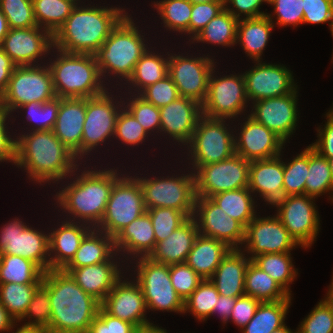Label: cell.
Returning a JSON list of instances; mask_svg holds the SVG:
<instances>
[{"mask_svg":"<svg viewBox=\"0 0 333 333\" xmlns=\"http://www.w3.org/2000/svg\"><path fill=\"white\" fill-rule=\"evenodd\" d=\"M42 285L48 290L51 322L48 331L88 332L101 303L87 294L63 269L44 272Z\"/></svg>","mask_w":333,"mask_h":333,"instance_id":"6da1fadb","label":"cell"},{"mask_svg":"<svg viewBox=\"0 0 333 333\" xmlns=\"http://www.w3.org/2000/svg\"><path fill=\"white\" fill-rule=\"evenodd\" d=\"M29 133L15 139V165L21 168L23 166L28 177L41 184L50 180H62L69 173L71 176L75 169L78 170L74 153L60 141L53 130Z\"/></svg>","mask_w":333,"mask_h":333,"instance_id":"7a4b0ae2","label":"cell"},{"mask_svg":"<svg viewBox=\"0 0 333 333\" xmlns=\"http://www.w3.org/2000/svg\"><path fill=\"white\" fill-rule=\"evenodd\" d=\"M123 11L117 7H79L77 3L53 36V48L69 53L95 55L110 32L126 16L127 13Z\"/></svg>","mask_w":333,"mask_h":333,"instance_id":"3957f363","label":"cell"},{"mask_svg":"<svg viewBox=\"0 0 333 333\" xmlns=\"http://www.w3.org/2000/svg\"><path fill=\"white\" fill-rule=\"evenodd\" d=\"M117 170H87L57 192L59 205L85 223L97 228L104 216L114 183L120 178ZM66 210V211H65ZM86 221V222H85Z\"/></svg>","mask_w":333,"mask_h":333,"instance_id":"277c9868","label":"cell"},{"mask_svg":"<svg viewBox=\"0 0 333 333\" xmlns=\"http://www.w3.org/2000/svg\"><path fill=\"white\" fill-rule=\"evenodd\" d=\"M57 53L56 60L50 61L48 65L57 97L92 98L107 90L102 83L95 55L69 53L59 49Z\"/></svg>","mask_w":333,"mask_h":333,"instance_id":"5b68a950","label":"cell"},{"mask_svg":"<svg viewBox=\"0 0 333 333\" xmlns=\"http://www.w3.org/2000/svg\"><path fill=\"white\" fill-rule=\"evenodd\" d=\"M128 14L110 32L95 54L100 75L110 73L128 82L135 64L146 52L147 44ZM125 77V78H124Z\"/></svg>","mask_w":333,"mask_h":333,"instance_id":"8992f818","label":"cell"},{"mask_svg":"<svg viewBox=\"0 0 333 333\" xmlns=\"http://www.w3.org/2000/svg\"><path fill=\"white\" fill-rule=\"evenodd\" d=\"M37 65L16 66L0 97V109L9 114L29 102L45 103L57 97L49 66Z\"/></svg>","mask_w":333,"mask_h":333,"instance_id":"52a82bcc","label":"cell"},{"mask_svg":"<svg viewBox=\"0 0 333 333\" xmlns=\"http://www.w3.org/2000/svg\"><path fill=\"white\" fill-rule=\"evenodd\" d=\"M145 212L143 190L137 177L122 175L112 187L104 216L96 229L115 238Z\"/></svg>","mask_w":333,"mask_h":333,"instance_id":"ba28073f","label":"cell"},{"mask_svg":"<svg viewBox=\"0 0 333 333\" xmlns=\"http://www.w3.org/2000/svg\"><path fill=\"white\" fill-rule=\"evenodd\" d=\"M234 135L225 126V119L200 117L187 145L195 171L204 165L217 163L235 154Z\"/></svg>","mask_w":333,"mask_h":333,"instance_id":"9c48e42d","label":"cell"},{"mask_svg":"<svg viewBox=\"0 0 333 333\" xmlns=\"http://www.w3.org/2000/svg\"><path fill=\"white\" fill-rule=\"evenodd\" d=\"M143 190L144 204L147 209L174 208L193 216L196 200L195 174L191 172L181 177L137 178Z\"/></svg>","mask_w":333,"mask_h":333,"instance_id":"30bf717a","label":"cell"},{"mask_svg":"<svg viewBox=\"0 0 333 333\" xmlns=\"http://www.w3.org/2000/svg\"><path fill=\"white\" fill-rule=\"evenodd\" d=\"M137 261L136 281L145 298L147 309L184 313V301L170 279V266L142 257Z\"/></svg>","mask_w":333,"mask_h":333,"instance_id":"8fae6325","label":"cell"},{"mask_svg":"<svg viewBox=\"0 0 333 333\" xmlns=\"http://www.w3.org/2000/svg\"><path fill=\"white\" fill-rule=\"evenodd\" d=\"M250 161L238 154L223 161L200 166L195 172L196 197L248 187Z\"/></svg>","mask_w":333,"mask_h":333,"instance_id":"7c38bea8","label":"cell"},{"mask_svg":"<svg viewBox=\"0 0 333 333\" xmlns=\"http://www.w3.org/2000/svg\"><path fill=\"white\" fill-rule=\"evenodd\" d=\"M0 233V255L21 256L36 263L44 272L50 270L49 235L18 219L5 224Z\"/></svg>","mask_w":333,"mask_h":333,"instance_id":"4fadbf2b","label":"cell"},{"mask_svg":"<svg viewBox=\"0 0 333 333\" xmlns=\"http://www.w3.org/2000/svg\"><path fill=\"white\" fill-rule=\"evenodd\" d=\"M212 70L205 101L202 103V115L209 118L230 119L245 111L247 95L245 79L241 75H229L216 78Z\"/></svg>","mask_w":333,"mask_h":333,"instance_id":"5bb4252c","label":"cell"},{"mask_svg":"<svg viewBox=\"0 0 333 333\" xmlns=\"http://www.w3.org/2000/svg\"><path fill=\"white\" fill-rule=\"evenodd\" d=\"M308 195H289L275 202L277 217L301 247H311L319 231V216ZM315 238V239H314Z\"/></svg>","mask_w":333,"mask_h":333,"instance_id":"9a60e30c","label":"cell"},{"mask_svg":"<svg viewBox=\"0 0 333 333\" xmlns=\"http://www.w3.org/2000/svg\"><path fill=\"white\" fill-rule=\"evenodd\" d=\"M174 55L169 56L168 75L175 83L180 97L202 105L207 96L210 74L215 69L214 60L205 56L190 58Z\"/></svg>","mask_w":333,"mask_h":333,"instance_id":"2e32d148","label":"cell"},{"mask_svg":"<svg viewBox=\"0 0 333 333\" xmlns=\"http://www.w3.org/2000/svg\"><path fill=\"white\" fill-rule=\"evenodd\" d=\"M192 217L200 235L220 240L232 249H238V244L243 245L245 227L227 215L210 197H196Z\"/></svg>","mask_w":333,"mask_h":333,"instance_id":"e0dca14e","label":"cell"},{"mask_svg":"<svg viewBox=\"0 0 333 333\" xmlns=\"http://www.w3.org/2000/svg\"><path fill=\"white\" fill-rule=\"evenodd\" d=\"M106 90L103 94L86 98V117L81 140V156L95 149L109 136L114 137L119 105ZM116 104V105H115ZM119 109V110H118Z\"/></svg>","mask_w":333,"mask_h":333,"instance_id":"ac0fdd59","label":"cell"},{"mask_svg":"<svg viewBox=\"0 0 333 333\" xmlns=\"http://www.w3.org/2000/svg\"><path fill=\"white\" fill-rule=\"evenodd\" d=\"M244 243L248 254H253L250 259L265 253L290 252L299 245L277 216L265 218L255 216L245 227Z\"/></svg>","mask_w":333,"mask_h":333,"instance_id":"d6986e66","label":"cell"},{"mask_svg":"<svg viewBox=\"0 0 333 333\" xmlns=\"http://www.w3.org/2000/svg\"><path fill=\"white\" fill-rule=\"evenodd\" d=\"M256 65L243 73L248 101L287 95L297 88L291 71L285 66L261 61H257Z\"/></svg>","mask_w":333,"mask_h":333,"instance_id":"ffe728a7","label":"cell"},{"mask_svg":"<svg viewBox=\"0 0 333 333\" xmlns=\"http://www.w3.org/2000/svg\"><path fill=\"white\" fill-rule=\"evenodd\" d=\"M297 89L287 95L252 102L249 115L278 135L284 142L293 134L297 124Z\"/></svg>","mask_w":333,"mask_h":333,"instance_id":"44dd1931","label":"cell"},{"mask_svg":"<svg viewBox=\"0 0 333 333\" xmlns=\"http://www.w3.org/2000/svg\"><path fill=\"white\" fill-rule=\"evenodd\" d=\"M121 281L107 294L101 307L111 316L134 324L139 330L154 326L144 317L147 305L140 285Z\"/></svg>","mask_w":333,"mask_h":333,"instance_id":"7402d4cb","label":"cell"},{"mask_svg":"<svg viewBox=\"0 0 333 333\" xmlns=\"http://www.w3.org/2000/svg\"><path fill=\"white\" fill-rule=\"evenodd\" d=\"M39 26L9 29L0 47L17 66L34 65L53 47V36Z\"/></svg>","mask_w":333,"mask_h":333,"instance_id":"603a6c76","label":"cell"},{"mask_svg":"<svg viewBox=\"0 0 333 333\" xmlns=\"http://www.w3.org/2000/svg\"><path fill=\"white\" fill-rule=\"evenodd\" d=\"M241 128L238 139H234L236 154L248 161L270 159L281 155L285 142L263 124L248 116Z\"/></svg>","mask_w":333,"mask_h":333,"instance_id":"cb8c5ba5","label":"cell"},{"mask_svg":"<svg viewBox=\"0 0 333 333\" xmlns=\"http://www.w3.org/2000/svg\"><path fill=\"white\" fill-rule=\"evenodd\" d=\"M160 109V132L184 145L190 142L198 120L202 116V105L192 99L179 97Z\"/></svg>","mask_w":333,"mask_h":333,"instance_id":"d4e9b609","label":"cell"},{"mask_svg":"<svg viewBox=\"0 0 333 333\" xmlns=\"http://www.w3.org/2000/svg\"><path fill=\"white\" fill-rule=\"evenodd\" d=\"M85 117L86 98H60V107L53 132L78 159L81 157Z\"/></svg>","mask_w":333,"mask_h":333,"instance_id":"484cf974","label":"cell"},{"mask_svg":"<svg viewBox=\"0 0 333 333\" xmlns=\"http://www.w3.org/2000/svg\"><path fill=\"white\" fill-rule=\"evenodd\" d=\"M280 156L250 161L248 189L259 192L271 205L284 197V162Z\"/></svg>","mask_w":333,"mask_h":333,"instance_id":"4316f807","label":"cell"},{"mask_svg":"<svg viewBox=\"0 0 333 333\" xmlns=\"http://www.w3.org/2000/svg\"><path fill=\"white\" fill-rule=\"evenodd\" d=\"M113 258L114 255L106 262L80 268H63V270L68 272L87 294L102 303L122 277L121 270L118 269L117 262H113Z\"/></svg>","mask_w":333,"mask_h":333,"instance_id":"83f0119b","label":"cell"},{"mask_svg":"<svg viewBox=\"0 0 333 333\" xmlns=\"http://www.w3.org/2000/svg\"><path fill=\"white\" fill-rule=\"evenodd\" d=\"M70 221L66 220L60 228L48 234L50 269H63L75 256L84 237L93 229L87 224L80 226L79 221ZM51 253L55 255L50 256Z\"/></svg>","mask_w":333,"mask_h":333,"instance_id":"f1b7e54d","label":"cell"},{"mask_svg":"<svg viewBox=\"0 0 333 333\" xmlns=\"http://www.w3.org/2000/svg\"><path fill=\"white\" fill-rule=\"evenodd\" d=\"M198 235L196 221L191 217L165 240L156 243L148 258L169 266L185 263Z\"/></svg>","mask_w":333,"mask_h":333,"instance_id":"f546056e","label":"cell"},{"mask_svg":"<svg viewBox=\"0 0 333 333\" xmlns=\"http://www.w3.org/2000/svg\"><path fill=\"white\" fill-rule=\"evenodd\" d=\"M251 260L240 248L228 252L210 278L220 295L232 298L245 295V272Z\"/></svg>","mask_w":333,"mask_h":333,"instance_id":"4dcf8cb0","label":"cell"},{"mask_svg":"<svg viewBox=\"0 0 333 333\" xmlns=\"http://www.w3.org/2000/svg\"><path fill=\"white\" fill-rule=\"evenodd\" d=\"M156 245L151 218L147 212L124 227L114 238L116 253L121 250L136 254L139 257H149Z\"/></svg>","mask_w":333,"mask_h":333,"instance_id":"1f68e13d","label":"cell"},{"mask_svg":"<svg viewBox=\"0 0 333 333\" xmlns=\"http://www.w3.org/2000/svg\"><path fill=\"white\" fill-rule=\"evenodd\" d=\"M226 243L198 235L194 241L185 263L189 265L201 278L210 279L222 259L231 250Z\"/></svg>","mask_w":333,"mask_h":333,"instance_id":"d6a6232c","label":"cell"},{"mask_svg":"<svg viewBox=\"0 0 333 333\" xmlns=\"http://www.w3.org/2000/svg\"><path fill=\"white\" fill-rule=\"evenodd\" d=\"M274 27L271 15L256 18L239 19L237 27L236 43L240 42L245 53L254 59L260 61L262 52L268 42L270 33Z\"/></svg>","mask_w":333,"mask_h":333,"instance_id":"836d02e7","label":"cell"},{"mask_svg":"<svg viewBox=\"0 0 333 333\" xmlns=\"http://www.w3.org/2000/svg\"><path fill=\"white\" fill-rule=\"evenodd\" d=\"M115 251L114 238L94 228L84 237L75 256L64 268H80L106 262L113 254L117 255Z\"/></svg>","mask_w":333,"mask_h":333,"instance_id":"e575fe53","label":"cell"},{"mask_svg":"<svg viewBox=\"0 0 333 333\" xmlns=\"http://www.w3.org/2000/svg\"><path fill=\"white\" fill-rule=\"evenodd\" d=\"M244 291L245 295L261 302L291 300V296L252 260L245 272Z\"/></svg>","mask_w":333,"mask_h":333,"instance_id":"d590c367","label":"cell"},{"mask_svg":"<svg viewBox=\"0 0 333 333\" xmlns=\"http://www.w3.org/2000/svg\"><path fill=\"white\" fill-rule=\"evenodd\" d=\"M44 271L33 261L14 255H0V284H42Z\"/></svg>","mask_w":333,"mask_h":333,"instance_id":"8d00e7d4","label":"cell"},{"mask_svg":"<svg viewBox=\"0 0 333 333\" xmlns=\"http://www.w3.org/2000/svg\"><path fill=\"white\" fill-rule=\"evenodd\" d=\"M79 0H32L37 26L52 36L63 26Z\"/></svg>","mask_w":333,"mask_h":333,"instance_id":"74e56055","label":"cell"},{"mask_svg":"<svg viewBox=\"0 0 333 333\" xmlns=\"http://www.w3.org/2000/svg\"><path fill=\"white\" fill-rule=\"evenodd\" d=\"M248 187L221 192L210 198L226 212L246 227L255 218L254 199Z\"/></svg>","mask_w":333,"mask_h":333,"instance_id":"f35d334b","label":"cell"},{"mask_svg":"<svg viewBox=\"0 0 333 333\" xmlns=\"http://www.w3.org/2000/svg\"><path fill=\"white\" fill-rule=\"evenodd\" d=\"M155 54L146 50L135 64L133 73L128 79V83H131L129 85L137 87L138 90L135 88L137 94L168 75L169 57L166 59L163 55Z\"/></svg>","mask_w":333,"mask_h":333,"instance_id":"ab89813d","label":"cell"},{"mask_svg":"<svg viewBox=\"0 0 333 333\" xmlns=\"http://www.w3.org/2000/svg\"><path fill=\"white\" fill-rule=\"evenodd\" d=\"M291 300L261 302L242 333H271L285 325Z\"/></svg>","mask_w":333,"mask_h":333,"instance_id":"60d3db41","label":"cell"},{"mask_svg":"<svg viewBox=\"0 0 333 333\" xmlns=\"http://www.w3.org/2000/svg\"><path fill=\"white\" fill-rule=\"evenodd\" d=\"M238 22L239 19L235 18L224 8L203 28L193 41L214 43L222 46L237 44Z\"/></svg>","mask_w":333,"mask_h":333,"instance_id":"b9f144b4","label":"cell"},{"mask_svg":"<svg viewBox=\"0 0 333 333\" xmlns=\"http://www.w3.org/2000/svg\"><path fill=\"white\" fill-rule=\"evenodd\" d=\"M290 254V252L265 253L257 255L252 259L256 265L269 274L289 295H291V291L288 286L298 274L297 269H294Z\"/></svg>","mask_w":333,"mask_h":333,"instance_id":"7bdbcfd3","label":"cell"},{"mask_svg":"<svg viewBox=\"0 0 333 333\" xmlns=\"http://www.w3.org/2000/svg\"><path fill=\"white\" fill-rule=\"evenodd\" d=\"M328 191H333L328 159L309 145V170L305 182V195L316 198ZM330 198L333 200V195Z\"/></svg>","mask_w":333,"mask_h":333,"instance_id":"ee69618b","label":"cell"},{"mask_svg":"<svg viewBox=\"0 0 333 333\" xmlns=\"http://www.w3.org/2000/svg\"><path fill=\"white\" fill-rule=\"evenodd\" d=\"M41 284H0V303L14 318L19 320L24 316L32 296Z\"/></svg>","mask_w":333,"mask_h":333,"instance_id":"f6af8a7d","label":"cell"},{"mask_svg":"<svg viewBox=\"0 0 333 333\" xmlns=\"http://www.w3.org/2000/svg\"><path fill=\"white\" fill-rule=\"evenodd\" d=\"M154 8L161 16L165 27L169 30L185 32L189 35V23L192 3L189 0H162L154 2Z\"/></svg>","mask_w":333,"mask_h":333,"instance_id":"bcb514c9","label":"cell"},{"mask_svg":"<svg viewBox=\"0 0 333 333\" xmlns=\"http://www.w3.org/2000/svg\"><path fill=\"white\" fill-rule=\"evenodd\" d=\"M219 295L218 290L210 279H204L197 289L184 300V313L191 311L197 319H207L213 315V308Z\"/></svg>","mask_w":333,"mask_h":333,"instance_id":"7dc6e473","label":"cell"},{"mask_svg":"<svg viewBox=\"0 0 333 333\" xmlns=\"http://www.w3.org/2000/svg\"><path fill=\"white\" fill-rule=\"evenodd\" d=\"M309 170V146L290 163L284 162V196L304 195L305 182Z\"/></svg>","mask_w":333,"mask_h":333,"instance_id":"c3c4849f","label":"cell"},{"mask_svg":"<svg viewBox=\"0 0 333 333\" xmlns=\"http://www.w3.org/2000/svg\"><path fill=\"white\" fill-rule=\"evenodd\" d=\"M146 212L153 224L156 243L165 240L189 219L185 213L169 207L147 209Z\"/></svg>","mask_w":333,"mask_h":333,"instance_id":"681fc988","label":"cell"},{"mask_svg":"<svg viewBox=\"0 0 333 333\" xmlns=\"http://www.w3.org/2000/svg\"><path fill=\"white\" fill-rule=\"evenodd\" d=\"M60 107V97H55L51 101L45 102V103H38V102H29L27 104H24L18 109L25 110L27 112V119L29 121H34L37 125H35L32 128L31 131H47V130H53L58 111ZM39 123V124H38Z\"/></svg>","mask_w":333,"mask_h":333,"instance_id":"f907efd6","label":"cell"},{"mask_svg":"<svg viewBox=\"0 0 333 333\" xmlns=\"http://www.w3.org/2000/svg\"><path fill=\"white\" fill-rule=\"evenodd\" d=\"M10 29L36 27L32 0H0Z\"/></svg>","mask_w":333,"mask_h":333,"instance_id":"816d5d0a","label":"cell"},{"mask_svg":"<svg viewBox=\"0 0 333 333\" xmlns=\"http://www.w3.org/2000/svg\"><path fill=\"white\" fill-rule=\"evenodd\" d=\"M35 318L33 321L26 322L22 327L48 328L51 322V305L48 290L41 284L34 292L31 302L27 307L24 316Z\"/></svg>","mask_w":333,"mask_h":333,"instance_id":"f5cc1de1","label":"cell"},{"mask_svg":"<svg viewBox=\"0 0 333 333\" xmlns=\"http://www.w3.org/2000/svg\"><path fill=\"white\" fill-rule=\"evenodd\" d=\"M298 333H333V306L325 299L301 322Z\"/></svg>","mask_w":333,"mask_h":333,"instance_id":"db71d44e","label":"cell"},{"mask_svg":"<svg viewBox=\"0 0 333 333\" xmlns=\"http://www.w3.org/2000/svg\"><path fill=\"white\" fill-rule=\"evenodd\" d=\"M137 96V97H136ZM130 98L125 108L136 118L147 133L153 130L160 131L161 119L160 109L146 101L139 94Z\"/></svg>","mask_w":333,"mask_h":333,"instance_id":"11a10c76","label":"cell"},{"mask_svg":"<svg viewBox=\"0 0 333 333\" xmlns=\"http://www.w3.org/2000/svg\"><path fill=\"white\" fill-rule=\"evenodd\" d=\"M147 134L136 118L125 107H121L116 120L114 136L123 143L134 146L142 143Z\"/></svg>","mask_w":333,"mask_h":333,"instance_id":"9f6ffc18","label":"cell"},{"mask_svg":"<svg viewBox=\"0 0 333 333\" xmlns=\"http://www.w3.org/2000/svg\"><path fill=\"white\" fill-rule=\"evenodd\" d=\"M170 279L177 294L186 300L204 280L186 263L170 265Z\"/></svg>","mask_w":333,"mask_h":333,"instance_id":"6f0895ef","label":"cell"},{"mask_svg":"<svg viewBox=\"0 0 333 333\" xmlns=\"http://www.w3.org/2000/svg\"><path fill=\"white\" fill-rule=\"evenodd\" d=\"M139 95L158 108L166 106L180 97L178 89L169 75L146 87Z\"/></svg>","mask_w":333,"mask_h":333,"instance_id":"680465c9","label":"cell"},{"mask_svg":"<svg viewBox=\"0 0 333 333\" xmlns=\"http://www.w3.org/2000/svg\"><path fill=\"white\" fill-rule=\"evenodd\" d=\"M138 331L134 324L113 317L100 307L87 333H137Z\"/></svg>","mask_w":333,"mask_h":333,"instance_id":"91938a15","label":"cell"},{"mask_svg":"<svg viewBox=\"0 0 333 333\" xmlns=\"http://www.w3.org/2000/svg\"><path fill=\"white\" fill-rule=\"evenodd\" d=\"M224 9V2H205L192 4L189 34L194 39L203 28Z\"/></svg>","mask_w":333,"mask_h":333,"instance_id":"94428289","label":"cell"},{"mask_svg":"<svg viewBox=\"0 0 333 333\" xmlns=\"http://www.w3.org/2000/svg\"><path fill=\"white\" fill-rule=\"evenodd\" d=\"M268 4L274 5L278 25L297 27L303 22V0H270Z\"/></svg>","mask_w":333,"mask_h":333,"instance_id":"6125c7cd","label":"cell"},{"mask_svg":"<svg viewBox=\"0 0 333 333\" xmlns=\"http://www.w3.org/2000/svg\"><path fill=\"white\" fill-rule=\"evenodd\" d=\"M302 23H329L333 27V0H303Z\"/></svg>","mask_w":333,"mask_h":333,"instance_id":"be15d7a7","label":"cell"},{"mask_svg":"<svg viewBox=\"0 0 333 333\" xmlns=\"http://www.w3.org/2000/svg\"><path fill=\"white\" fill-rule=\"evenodd\" d=\"M260 303L261 301L249 295L238 297L229 319L243 329L255 315Z\"/></svg>","mask_w":333,"mask_h":333,"instance_id":"e7e4bbea","label":"cell"},{"mask_svg":"<svg viewBox=\"0 0 333 333\" xmlns=\"http://www.w3.org/2000/svg\"><path fill=\"white\" fill-rule=\"evenodd\" d=\"M262 2L268 3V0H224V8L237 19H241V13H244L246 16L245 18H256L267 15L266 13L259 11ZM227 3L232 4L236 9L227 8Z\"/></svg>","mask_w":333,"mask_h":333,"instance_id":"03108f58","label":"cell"},{"mask_svg":"<svg viewBox=\"0 0 333 333\" xmlns=\"http://www.w3.org/2000/svg\"><path fill=\"white\" fill-rule=\"evenodd\" d=\"M8 115L5 111L0 109V161H10L15 164V143L16 140L7 135L6 120ZM6 128V129H5Z\"/></svg>","mask_w":333,"mask_h":333,"instance_id":"003e7915","label":"cell"},{"mask_svg":"<svg viewBox=\"0 0 333 333\" xmlns=\"http://www.w3.org/2000/svg\"><path fill=\"white\" fill-rule=\"evenodd\" d=\"M317 131L319 139L310 146L323 157H333V124L327 120L325 127Z\"/></svg>","mask_w":333,"mask_h":333,"instance_id":"a7ac6f4b","label":"cell"},{"mask_svg":"<svg viewBox=\"0 0 333 333\" xmlns=\"http://www.w3.org/2000/svg\"><path fill=\"white\" fill-rule=\"evenodd\" d=\"M16 64L0 47V97L6 91Z\"/></svg>","mask_w":333,"mask_h":333,"instance_id":"89a4df30","label":"cell"},{"mask_svg":"<svg viewBox=\"0 0 333 333\" xmlns=\"http://www.w3.org/2000/svg\"><path fill=\"white\" fill-rule=\"evenodd\" d=\"M237 298L232 297H226L224 295H219V298L217 300V303L215 304L213 308V313H219L222 317L223 323H226L231 315V311L233 307L235 306Z\"/></svg>","mask_w":333,"mask_h":333,"instance_id":"2644e50d","label":"cell"},{"mask_svg":"<svg viewBox=\"0 0 333 333\" xmlns=\"http://www.w3.org/2000/svg\"><path fill=\"white\" fill-rule=\"evenodd\" d=\"M16 324L14 318L9 314V312L0 303V331L12 330Z\"/></svg>","mask_w":333,"mask_h":333,"instance_id":"8c879c8a","label":"cell"},{"mask_svg":"<svg viewBox=\"0 0 333 333\" xmlns=\"http://www.w3.org/2000/svg\"><path fill=\"white\" fill-rule=\"evenodd\" d=\"M9 26L6 17L2 13L0 9V45L2 44L5 36L7 35L9 31Z\"/></svg>","mask_w":333,"mask_h":333,"instance_id":"753ad0ef","label":"cell"},{"mask_svg":"<svg viewBox=\"0 0 333 333\" xmlns=\"http://www.w3.org/2000/svg\"><path fill=\"white\" fill-rule=\"evenodd\" d=\"M12 333H49L46 328H35V327H20L16 332Z\"/></svg>","mask_w":333,"mask_h":333,"instance_id":"34e18365","label":"cell"},{"mask_svg":"<svg viewBox=\"0 0 333 333\" xmlns=\"http://www.w3.org/2000/svg\"><path fill=\"white\" fill-rule=\"evenodd\" d=\"M137 333H167L166 330L161 329L160 327L152 326L145 329H140Z\"/></svg>","mask_w":333,"mask_h":333,"instance_id":"11e5206c","label":"cell"},{"mask_svg":"<svg viewBox=\"0 0 333 333\" xmlns=\"http://www.w3.org/2000/svg\"><path fill=\"white\" fill-rule=\"evenodd\" d=\"M325 299L333 306V278H332V284L330 285V289Z\"/></svg>","mask_w":333,"mask_h":333,"instance_id":"2a66077c","label":"cell"},{"mask_svg":"<svg viewBox=\"0 0 333 333\" xmlns=\"http://www.w3.org/2000/svg\"><path fill=\"white\" fill-rule=\"evenodd\" d=\"M271 333H293V332L291 331V329L287 328L286 325H284L283 327H281ZM294 333H298V332H294Z\"/></svg>","mask_w":333,"mask_h":333,"instance_id":"b9fcfbb0","label":"cell"},{"mask_svg":"<svg viewBox=\"0 0 333 333\" xmlns=\"http://www.w3.org/2000/svg\"><path fill=\"white\" fill-rule=\"evenodd\" d=\"M192 4L205 3V2H224V0H189Z\"/></svg>","mask_w":333,"mask_h":333,"instance_id":"09005b40","label":"cell"},{"mask_svg":"<svg viewBox=\"0 0 333 333\" xmlns=\"http://www.w3.org/2000/svg\"><path fill=\"white\" fill-rule=\"evenodd\" d=\"M327 120L333 124V108L326 114Z\"/></svg>","mask_w":333,"mask_h":333,"instance_id":"979ff035","label":"cell"},{"mask_svg":"<svg viewBox=\"0 0 333 333\" xmlns=\"http://www.w3.org/2000/svg\"><path fill=\"white\" fill-rule=\"evenodd\" d=\"M49 333H86L81 331H49Z\"/></svg>","mask_w":333,"mask_h":333,"instance_id":"deb4b68c","label":"cell"},{"mask_svg":"<svg viewBox=\"0 0 333 333\" xmlns=\"http://www.w3.org/2000/svg\"><path fill=\"white\" fill-rule=\"evenodd\" d=\"M329 165H330V171H331V175H332V179H333V157L331 158H327Z\"/></svg>","mask_w":333,"mask_h":333,"instance_id":"67dfc351","label":"cell"}]
</instances>
